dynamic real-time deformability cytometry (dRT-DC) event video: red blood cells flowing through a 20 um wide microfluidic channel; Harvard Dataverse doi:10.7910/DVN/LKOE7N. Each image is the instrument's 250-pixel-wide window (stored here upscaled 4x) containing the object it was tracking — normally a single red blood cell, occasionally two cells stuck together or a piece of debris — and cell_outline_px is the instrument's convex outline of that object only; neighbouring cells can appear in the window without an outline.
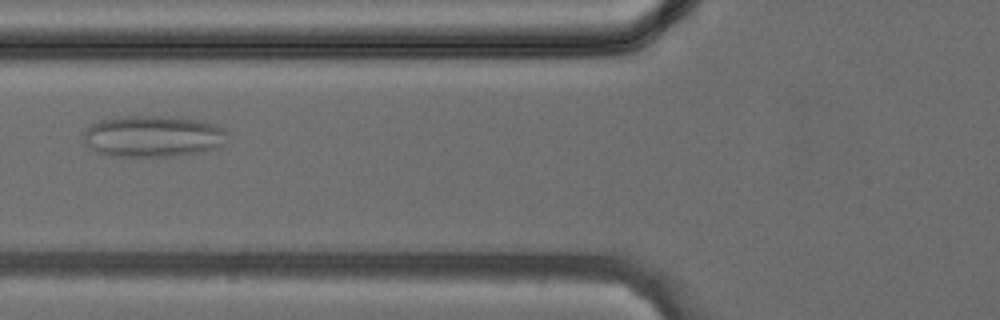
{"species": "common noctule bat (a hibernating species)", "species_latin": "Nyctalus noctula", "temperature_condition": "cold", "stored_images_in_passage": 39, "camera_frame_rate_fps": 3000, "um_per_image_px": 0.085, "animal": {"sex": "female", "body_mass_g": 24.6, "forearm_length_mm": 56.2}, "frame": {"image": 1, "passage_image": 15, "time_ms": 4.667, "image_size_px": [1000, 320], "cell_outline_px": [[228, 132], [220, 144], [216, 148], [204, 152], [172, 156], [112, 156], [96, 152], [84, 144], [84, 132], [92, 124], [100, 120], [120, 116], [168, 116], [200, 120], [216, 124], [224, 128]], "centroid_in_image_um": [12.99, 11.58], "position_along_channel_um": 112.8, "area_um2": 34.91}}
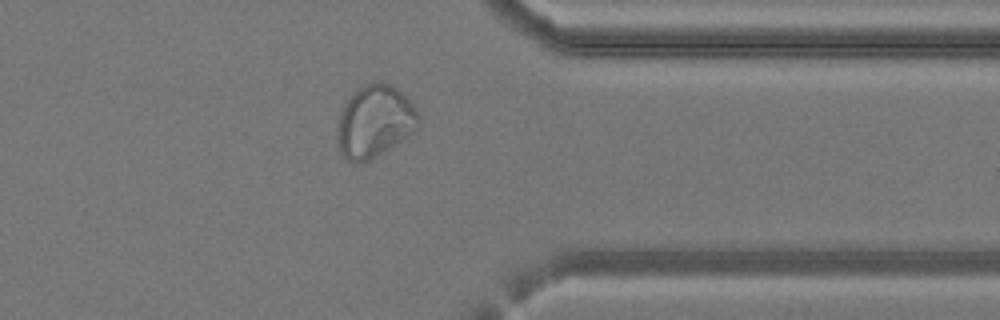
{"frame": {"image": 2, "passage_image": 31, "time_ms": 10.0, "image_size_px": [1000, 320], "cell_outline_px": [[420, 124], [412, 132], [396, 144], [376, 156], [368, 160], [356, 164], [340, 156], [336, 128], [340, 112], [344, 104], [356, 88], [372, 80], [380, 80], [392, 84], [408, 100], [420, 116]], "centroid_in_image_um": [31.8, 10.3], "position_along_channel_um": 379.6, "area_um2": 34.45}}
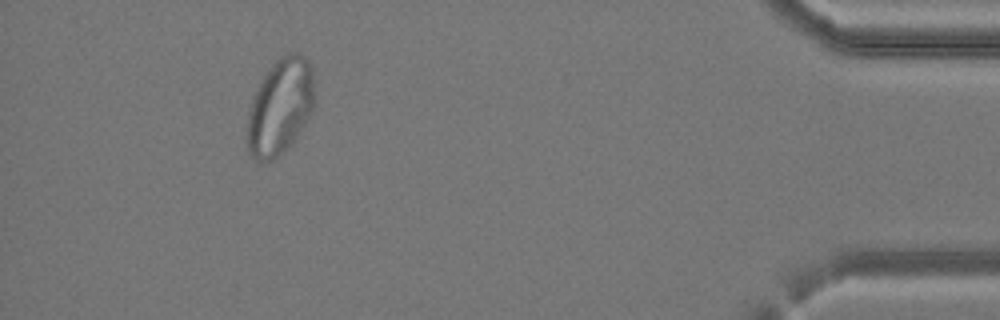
{"frame": {"image": 3, "passage_image": 36, "time_ms": 11.667, "image_size_px": [1000, 320], "cell_outline_px": [[316, 100], [312, 112], [292, 144], [288, 148], [272, 160], [256, 160], [248, 156], [244, 144], [244, 136], [248, 112], [252, 96], [264, 76], [276, 60], [280, 56], [288, 52], [300, 52], [308, 60], [312, 68], [316, 96]], "centroid_in_image_um": [23.79, 9.1], "position_along_channel_um": 411.4, "area_um2": 38.84}}